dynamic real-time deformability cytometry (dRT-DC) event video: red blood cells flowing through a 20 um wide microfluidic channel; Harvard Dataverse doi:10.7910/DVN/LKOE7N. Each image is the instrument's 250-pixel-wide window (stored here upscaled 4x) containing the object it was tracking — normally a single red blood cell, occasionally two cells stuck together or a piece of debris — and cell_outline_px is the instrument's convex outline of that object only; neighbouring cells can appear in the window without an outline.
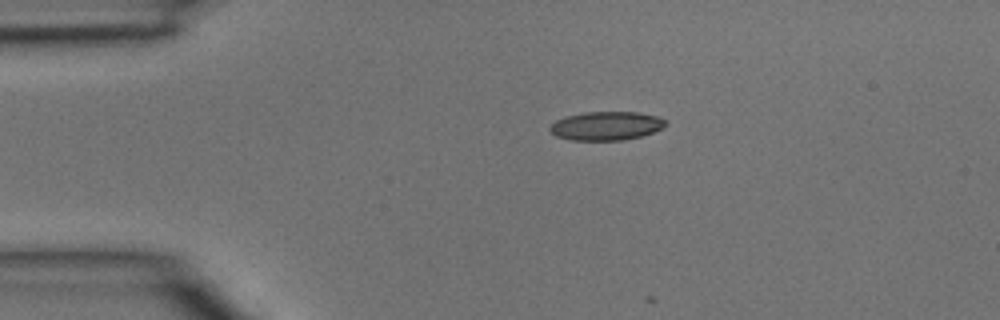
{"species": "common noctule bat (a hibernating species)", "species_latin": "Nyctalus noctula", "temperature_condition": "room temperature", "stored_images_in_passage": 2, "camera_frame_rate_fps": 3000, "um_per_image_px": 0.085, "animal": {"sex": "male", "body_mass_g": 15.6}, "frame": {"image": 1, "passage_image": 1, "time_ms": 0.0, "image_size_px": [1000, 320], "cell_outline_px": [[668, 124], [664, 128], [640, 136], [624, 140], [572, 140], [556, 136], [548, 128], [556, 120], [568, 116], [588, 112], [636, 112], [656, 116], [664, 120]], "centroid_in_image_um": [51.55, 10.7], "position_along_channel_um": 33.5, "area_um2": 19.13}}